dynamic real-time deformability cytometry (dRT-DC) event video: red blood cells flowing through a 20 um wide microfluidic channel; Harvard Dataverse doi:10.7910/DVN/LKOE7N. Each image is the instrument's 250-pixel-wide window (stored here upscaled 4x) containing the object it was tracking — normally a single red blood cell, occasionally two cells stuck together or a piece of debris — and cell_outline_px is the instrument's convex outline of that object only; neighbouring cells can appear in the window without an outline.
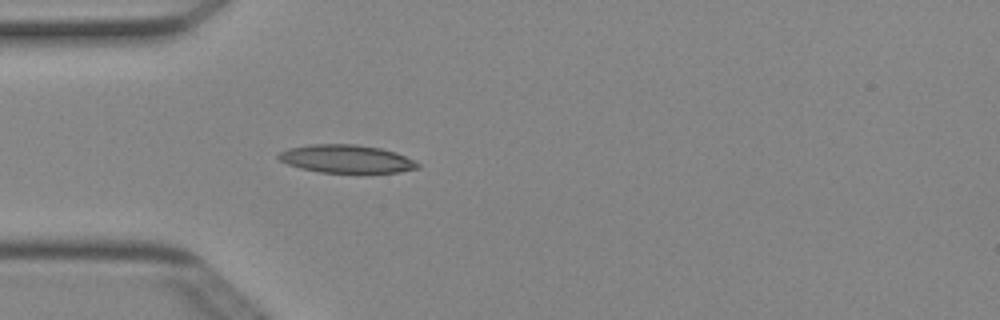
{"species": "Egyptian fruit bat (a non-hibernating species)", "species_latin": "Rousettus aegyptiacus", "temperature_condition": "cold", "stored_images_in_passage": 37, "camera_frame_rate_fps": 3000, "um_per_image_px": 0.085, "animal": {"sex": "female"}, "frame": {"image": 1, "passage_image": 1, "time_ms": 0.0, "image_size_px": [1000, 320], "cell_outline_px": [[420, 168], [400, 172], [320, 172], [300, 168], [288, 164], [280, 160], [276, 156], [280, 152], [288, 148], [312, 144], [356, 144], [380, 148], [396, 152], [420, 164]], "centroid_in_image_um": [29.43, 13.5], "position_along_channel_um": 55.6, "area_um2": 22.6}}
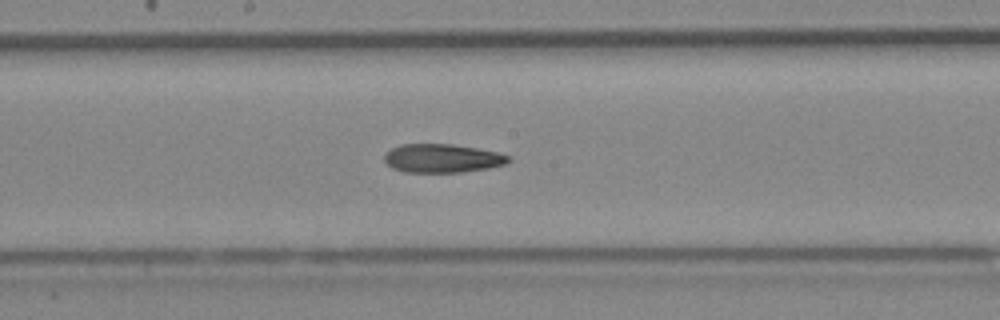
{"frame": {"image": 2, "passage_image": 13, "time_ms": 4.0, "image_size_px": [1000, 320], "cell_outline_px": [[512, 160], [504, 164], [488, 168], [460, 172], [404, 172], [392, 168], [384, 160], [384, 152], [400, 144], [452, 144], [500, 152], [512, 156]], "centroid_in_image_um": [37.6, 13.45], "position_along_channel_um": 210.6, "area_um2": 20.87}}
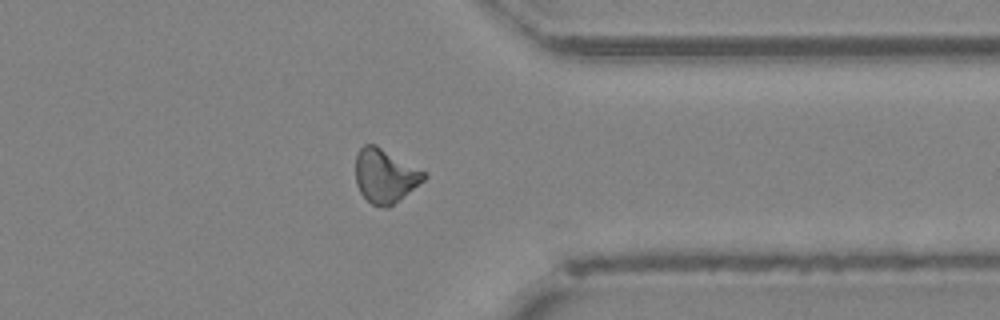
{"frame": {"image": 3, "passage_image": 26, "time_ms": 8.333, "image_size_px": [1000, 320], "cell_outline_px": [[428, 176], [424, 180], [388, 208], [384, 208], [372, 204], [360, 192], [356, 184], [356, 156], [360, 148], [364, 144], [376, 144], [424, 172]], "centroid_in_image_um": [32.7, 14.94], "position_along_channel_um": 378.7, "area_um2": 21.15}, "authors_computed_cell_mechanics": {"area_um2": 21.1548, "velocity_mm_per_s": 4.0199, "shape_relaxation_time_tau1_ms": 8.021, "shape_relaxation_time_tau2_ms": 8.2336, "deformation_change_tau1": 0.1961, "deformation_change_tau2": 0.1994}}